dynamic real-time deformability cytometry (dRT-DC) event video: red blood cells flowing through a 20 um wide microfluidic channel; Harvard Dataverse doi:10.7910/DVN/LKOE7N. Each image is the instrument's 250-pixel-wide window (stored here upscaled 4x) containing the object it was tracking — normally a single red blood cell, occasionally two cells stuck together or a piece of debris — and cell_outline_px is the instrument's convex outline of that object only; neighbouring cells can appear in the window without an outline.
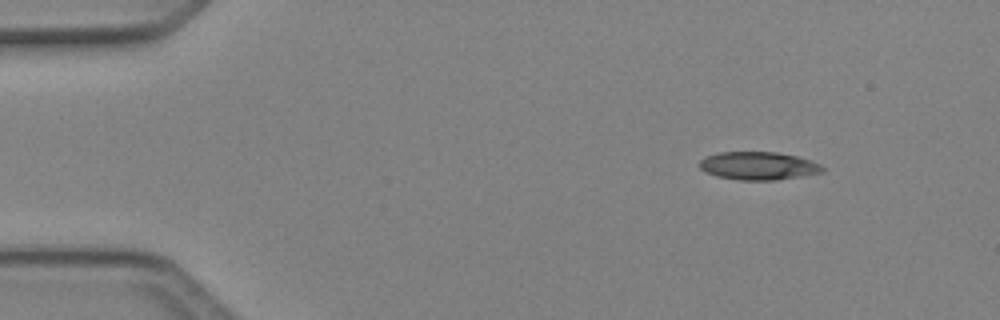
{"species": "Egyptian fruit bat (a non-hibernating species)", "species_latin": "Rousettus aegyptiacus", "temperature_condition": "cold", "stored_images_in_passage": 6, "camera_frame_rate_fps": 3000, "um_per_image_px": 0.085, "animal": {"sex": "female"}, "frame": {"image": 1, "passage_image": 6, "time_ms": 1.667, "image_size_px": [1000, 320], "cell_outline_px": [[824, 172], [776, 180], [740, 180], [716, 176], [700, 168], [700, 160], [708, 156], [720, 152], [776, 152], [796, 156], [820, 164], [824, 168]], "centroid_in_image_um": [64.47, 14.1], "position_along_channel_um": 20.5, "area_um2": 19.83}}